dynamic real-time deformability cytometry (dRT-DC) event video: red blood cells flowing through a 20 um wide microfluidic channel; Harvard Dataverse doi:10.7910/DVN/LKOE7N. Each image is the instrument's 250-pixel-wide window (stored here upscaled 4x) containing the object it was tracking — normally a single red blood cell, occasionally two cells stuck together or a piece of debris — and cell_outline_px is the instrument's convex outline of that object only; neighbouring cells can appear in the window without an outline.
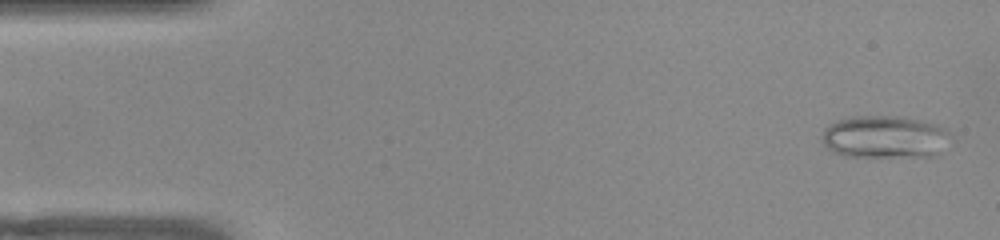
{"species": "common noctule bat (a hibernating species)", "species_latin": "Nyctalus noctula", "temperature_condition": "warm", "stored_images_in_passage": 51, "camera_frame_rate_fps": 3000, "um_per_image_px": 0.085, "animal": {"sex": "female", "body_mass_g": 22.0, "forearm_length_mm": 56.7}, "frame": {"image": 1, "passage_image": 2, "time_ms": 0.333, "image_size_px": [1000, 240], "cell_outline_px": [[952, 136], [940, 152], [936, 156], [844, 156], [832, 152], [820, 140], [824, 128], [828, 124], [852, 116], [904, 116], [924, 120], [948, 128]], "centroid_in_image_um": [75.23, 11.62], "position_along_channel_um": 9.8, "area_um2": 32.37}}
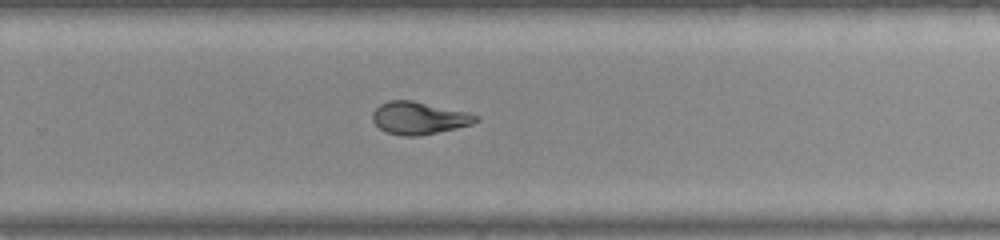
{"frame": {"image": 2, "passage_image": 33, "time_ms": 10.667, "image_size_px": [1000, 240], "cell_outline_px": [[480, 120], [472, 124], [456, 128], [420, 136], [404, 136], [384, 132], [372, 120], [372, 112], [380, 104], [388, 100], [412, 100], [468, 112], [480, 116]], "centroid_in_image_um": [35.62, 10.03], "position_along_channel_um": 294.2, "area_um2": 19.71}}
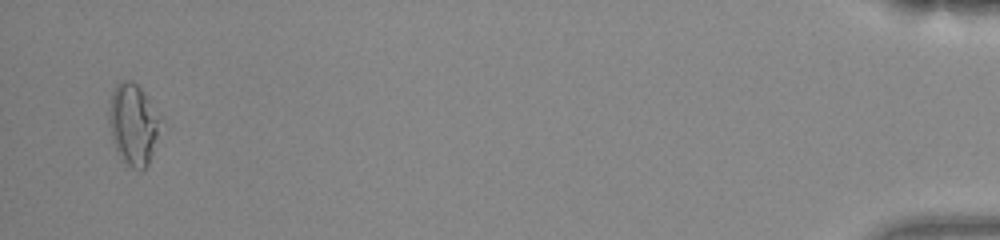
{"frame": {"image": 3, "passage_image": 50, "time_ms": 16.333, "image_size_px": [1000, 240], "cell_outline_px": [[164, 116], [148, 164], [140, 172], [132, 168], [120, 160], [116, 152], [108, 120], [108, 112], [112, 92], [116, 84], [124, 80], [128, 80], [136, 84], [140, 88]], "centroid_in_image_um": [11.34, 10.57], "position_along_channel_um": 423.9, "area_um2": 24.85}, "authors_computed_cell_mechanics": {"area_um2": 20.6346, "velocity_mm_per_s": 3.8952, "shape_relaxation_time_tau1_ms": null, "shape_relaxation_time_tau2_ms": 1.5384, "deformation_change_tau1": null, "deformation_change_tau2": 0.0686}}